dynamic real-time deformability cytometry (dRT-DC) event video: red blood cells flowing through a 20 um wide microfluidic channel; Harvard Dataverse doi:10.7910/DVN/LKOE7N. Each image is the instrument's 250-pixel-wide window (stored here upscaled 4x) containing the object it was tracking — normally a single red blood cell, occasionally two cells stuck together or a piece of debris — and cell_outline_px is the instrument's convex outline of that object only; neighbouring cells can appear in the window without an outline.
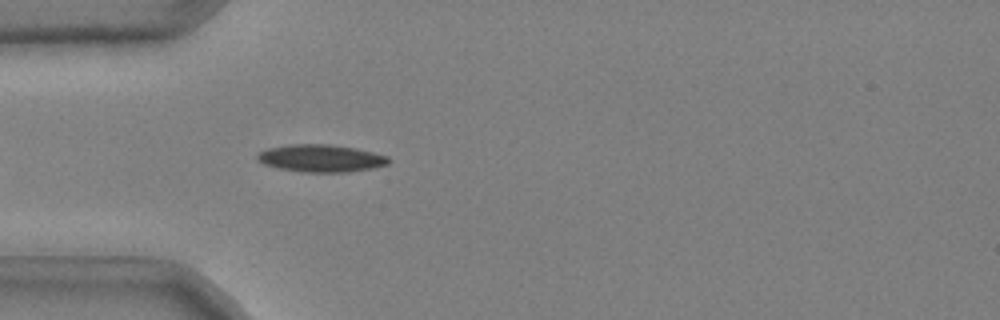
{"species": "common noctule bat (a hibernating species)", "species_latin": "Nyctalus noctula", "temperature_condition": "cold", "stored_images_in_passage": 41, "camera_frame_rate_fps": 3000, "um_per_image_px": 0.085, "animal": {"sex": "male", "body_mass_g": 20.4}, "frame": {"image": 1, "passage_image": 5, "time_ms": 1.333, "image_size_px": [1000, 320], "cell_outline_px": [[392, 160], [388, 164], [372, 168], [348, 172], [300, 172], [276, 168], [264, 164], [256, 160], [256, 156], [260, 152], [268, 148], [288, 144], [328, 144], [356, 148], [388, 156]], "centroid_in_image_um": [27.27, 13.45], "position_along_channel_um": 57.7, "area_um2": 21.15}}
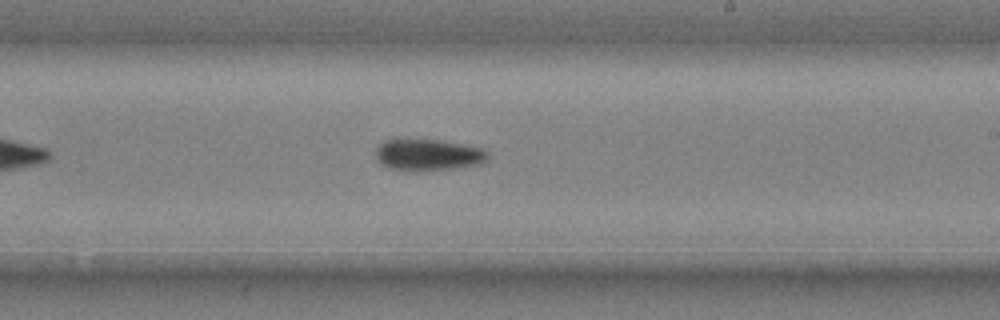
{"frame": {"image": 2, "passage_image": 21, "time_ms": 6.667, "image_size_px": [1000, 320], "cell_outline_px": [[488, 160], [484, 164], [456, 168], [416, 172], [388, 168], [380, 164], [376, 156], [376, 148], [384, 140], [396, 136], [440, 140], [464, 144], [484, 148], [488, 152]], "centroid_in_image_um": [36.37, 13.13], "position_along_channel_um": 252.6, "area_um2": 21.79}}
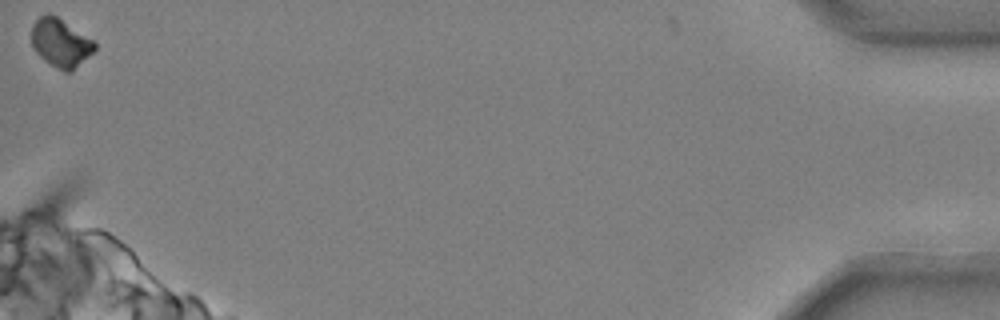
{"frame": {"image": 3, "passage_image": 41, "time_ms": 13.333, "image_size_px": [1000, 320], "cell_outline_px": [[96, 48], [72, 72], [64, 72], [56, 68], [44, 60], [32, 48], [32, 24], [40, 16], [48, 12], [56, 16], [96, 40]], "centroid_in_image_um": [5.16, 3.64], "position_along_channel_um": 430.0, "area_um2": 17.98}, "authors_computed_cell_mechanics": {"area_um2": 20.1722, "velocity_mm_per_s": 3.7178, "shape_relaxation_time_tau1_ms": 4.6438, "shape_relaxation_time_tau2_ms": null, "deformation_change_tau1": 0.1347, "deformation_change_tau2": null}}